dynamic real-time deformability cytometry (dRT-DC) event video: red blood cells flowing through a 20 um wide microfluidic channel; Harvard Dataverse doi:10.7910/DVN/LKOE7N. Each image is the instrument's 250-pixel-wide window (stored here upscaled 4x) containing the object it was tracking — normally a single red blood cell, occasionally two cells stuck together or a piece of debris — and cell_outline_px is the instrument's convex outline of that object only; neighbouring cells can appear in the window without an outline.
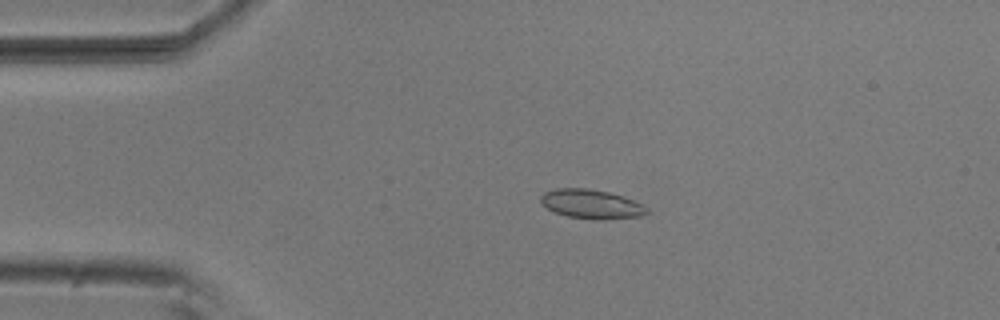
{"species": "common noctule bat (a hibernating species)", "species_latin": "Nyctalus noctula", "temperature_condition": "room temperature", "stored_images_in_passage": 5, "camera_frame_rate_fps": 3000, "um_per_image_px": 0.085, "animal": {"sex": "male", "body_mass_g": 20.5, "forearm_length_mm": 52.5}, "frame": {"image": 1, "passage_image": 4, "time_ms": 1.0, "image_size_px": [1000, 320], "cell_outline_px": [[648, 212], [640, 216], [604, 220], [596, 220], [568, 216], [556, 212], [548, 208], [540, 200], [540, 196], [544, 192], [556, 188], [588, 188], [608, 192], [632, 200], [648, 208]], "centroid_in_image_um": [50.25, 17.35], "position_along_channel_um": 34.8, "area_um2": 17.8}}